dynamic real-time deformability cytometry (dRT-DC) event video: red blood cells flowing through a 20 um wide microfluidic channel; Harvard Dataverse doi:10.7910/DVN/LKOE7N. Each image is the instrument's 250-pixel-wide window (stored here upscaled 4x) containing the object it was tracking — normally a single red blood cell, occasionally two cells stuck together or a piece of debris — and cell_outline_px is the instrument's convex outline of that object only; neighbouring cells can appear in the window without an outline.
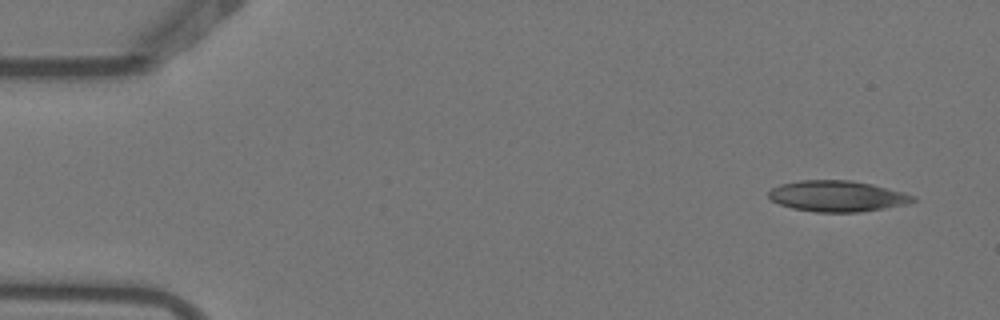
{"species": "Egyptian fruit bat (a non-hibernating species)", "species_latin": "Rousettus aegyptiacus", "temperature_condition": "warm", "stored_images_in_passage": 5, "camera_frame_rate_fps": 3000, "um_per_image_px": 0.085, "animal": {"sex": "female"}, "frame": {"image": 1, "passage_image": 1, "time_ms": 0.0, "image_size_px": [1000, 320], "cell_outline_px": [[916, 200], [908, 204], [860, 212], [816, 212], [792, 208], [780, 204], [772, 200], [768, 196], [768, 192], [772, 188], [780, 184], [800, 180], [852, 180], [872, 184], [904, 192], [916, 196]], "centroid_in_image_um": [71.19, 16.67], "position_along_channel_um": 13.8, "area_um2": 26.13}}
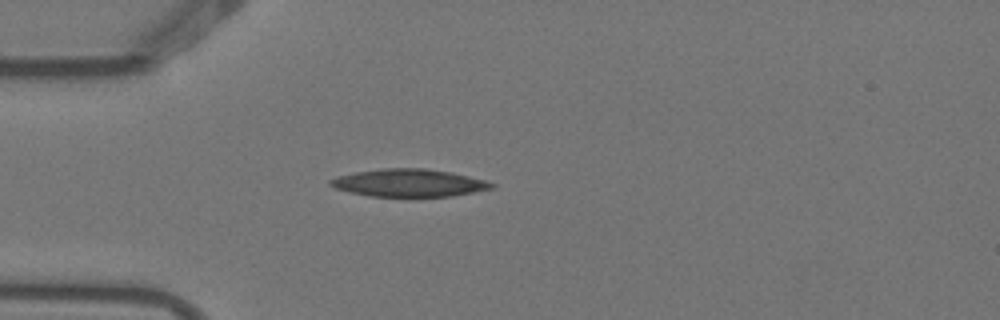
{"frame": {"image": 2, "passage_image": 4, "time_ms": 1.0, "image_size_px": [1000, 320], "cell_outline_px": [[496, 184], [492, 188], [452, 196], [368, 196], [336, 188], [328, 184], [328, 180], [336, 176], [356, 172], [384, 168], [424, 168], [452, 172], [484, 180]], "centroid_in_image_um": [34.73, 15.54], "position_along_channel_um": 50.3, "area_um2": 25.72}}